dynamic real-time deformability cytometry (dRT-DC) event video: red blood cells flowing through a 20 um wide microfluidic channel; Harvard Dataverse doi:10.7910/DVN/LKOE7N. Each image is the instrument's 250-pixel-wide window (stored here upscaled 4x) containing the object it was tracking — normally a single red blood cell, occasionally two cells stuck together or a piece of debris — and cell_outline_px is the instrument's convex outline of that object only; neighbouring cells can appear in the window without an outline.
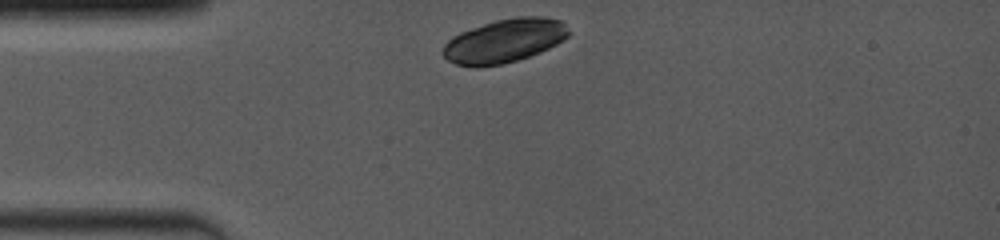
{"species": "common noctule bat (a hibernating species)", "species_latin": "Nyctalus noctula", "temperature_condition": "room temperature", "stored_images_in_passage": 5, "camera_frame_rate_fps": 4000, "um_per_image_px": 0.085, "animal": {"sex": "female", "body_mass_g": 19.0, "forearm_length_mm": 53.3}, "frame": {"image": 1, "passage_image": 1, "time_ms": 0.0, "image_size_px": [1000, 240], "cell_outline_px": [[568, 36], [564, 40], [540, 52], [504, 64], [476, 68], [472, 68], [456, 64], [448, 60], [440, 52], [444, 44], [452, 36], [460, 32], [496, 20], [516, 16], [544, 16], [560, 20], [564, 24], [568, 32]], "centroid_in_image_um": [42.83, 3.48], "position_along_channel_um": 42.2, "area_um2": 32.14}}